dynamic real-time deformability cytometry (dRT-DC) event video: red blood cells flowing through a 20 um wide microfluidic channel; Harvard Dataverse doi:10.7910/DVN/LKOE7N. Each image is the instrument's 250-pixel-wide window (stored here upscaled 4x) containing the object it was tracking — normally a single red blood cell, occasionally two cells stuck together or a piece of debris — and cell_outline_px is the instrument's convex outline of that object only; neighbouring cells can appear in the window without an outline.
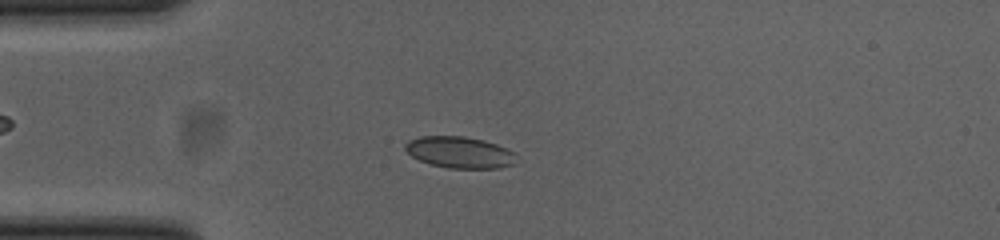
{"species": "common noctule bat (a hibernating species)", "species_latin": "Nyctalus noctula", "temperature_condition": "cold", "stored_images_in_passage": 52, "camera_frame_rate_fps": 3000, "um_per_image_px": 0.085, "animal": {"sex": "female", "body_mass_g": 23.0, "forearm_length_mm": 53.4}, "frame": {"image": 1, "passage_image": 13, "time_ms": 4.0, "image_size_px": [1000, 240], "cell_outline_px": [[516, 152], [512, 164], [500, 168], [448, 168], [432, 164], [420, 160], [412, 156], [404, 148], [404, 144], [408, 140], [420, 136], [464, 136], [484, 140], [496, 144]], "centroid_in_image_um": [39.05, 12.93], "position_along_channel_um": 45.9, "area_um2": 20.29}}
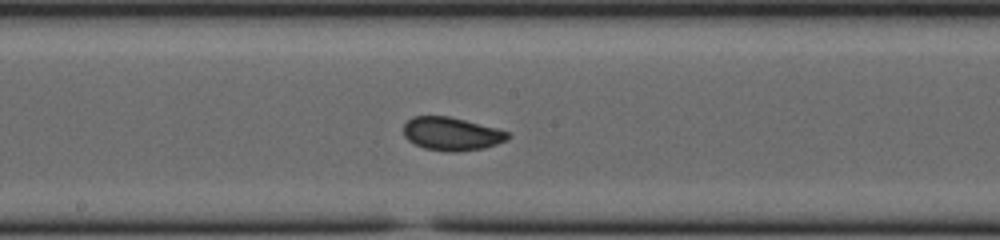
{"frame": {"image": 2, "passage_image": 27, "time_ms": 8.667, "image_size_px": [1000, 240], "cell_outline_px": [[512, 136], [508, 140], [484, 148], [456, 152], [448, 152], [424, 148], [408, 140], [404, 136], [404, 124], [412, 116], [448, 116], [496, 128], [508, 132]], "centroid_in_image_um": [38.39, 11.38], "position_along_channel_um": 209.8, "area_um2": 20.17}}
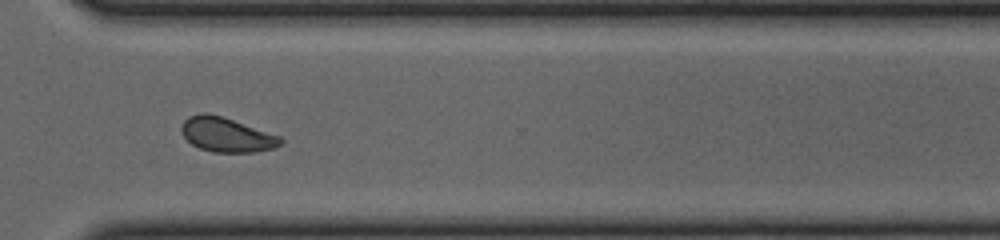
{"frame": {"image": 3, "passage_image": 38, "time_ms": 12.333, "image_size_px": [1000, 240], "cell_outline_px": [[284, 140], [276, 148], [256, 152], [212, 152], [200, 148], [192, 144], [180, 132], [180, 128], [184, 120], [188, 116], [200, 112], [204, 112], [224, 116], [280, 136]], "centroid_in_image_um": [19.25, 11.44], "position_along_channel_um": 351.3, "area_um2": 20.17}, "authors_computed_cell_mechanics": {"area_um2": 20.1722, "velocity_mm_per_s": 3.8544, "shape_relaxation_time_tau1_ms": 3.5246, "shape_relaxation_time_tau2_ms": 0.5296, "deformation_change_tau1": 0.0957, "deformation_change_tau2": 0.0356}}